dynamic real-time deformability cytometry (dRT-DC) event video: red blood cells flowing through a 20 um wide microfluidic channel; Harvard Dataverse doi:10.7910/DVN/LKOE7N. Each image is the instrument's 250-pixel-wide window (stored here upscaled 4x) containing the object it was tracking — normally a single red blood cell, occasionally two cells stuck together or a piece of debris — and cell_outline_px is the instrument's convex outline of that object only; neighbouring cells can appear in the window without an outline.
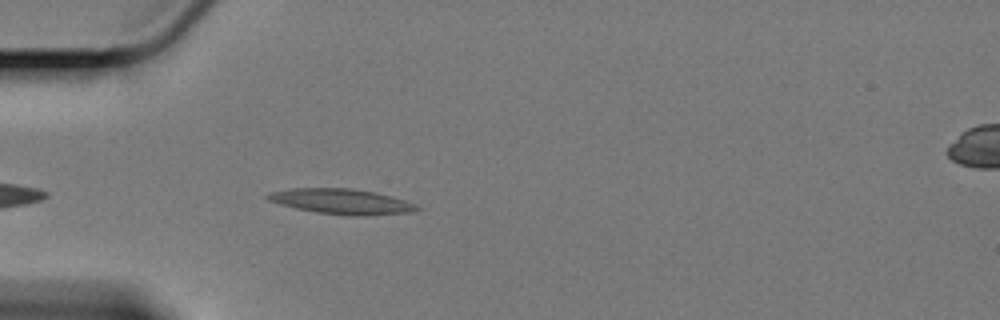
{"species": "Egyptian fruit bat (a non-hibernating species)", "species_latin": "Rousettus aegyptiacus", "temperature_condition": "cold", "stored_images_in_passage": 45, "camera_frame_rate_fps": 3000, "um_per_image_px": 0.085, "animal": {"sex": "female"}, "frame": {"image": 1, "passage_image": 5, "time_ms": 1.333, "image_size_px": [1000, 320], "cell_outline_px": [[420, 208], [412, 212], [352, 216], [316, 212], [296, 208], [280, 204], [268, 200], [264, 196], [268, 192], [292, 188], [352, 188], [376, 192], [404, 200], [416, 204]], "centroid_in_image_um": [28.99, 17.11], "position_along_channel_um": 56.0, "area_um2": 21.85}}
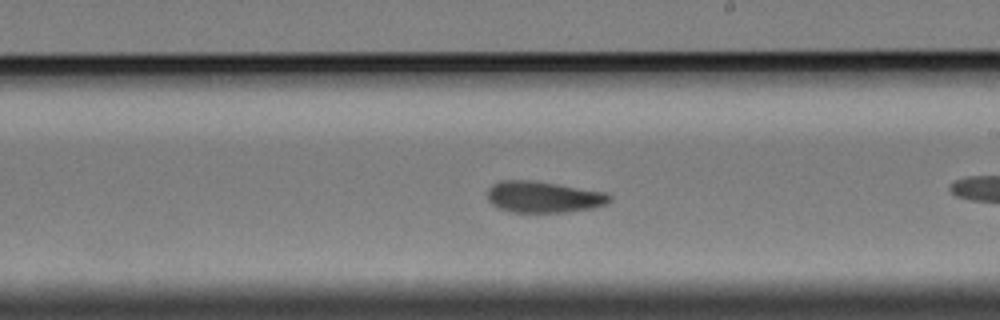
{"frame": {"image": 2, "passage_image": 19, "time_ms": 6.0, "image_size_px": [1000, 320], "cell_outline_px": [[612, 200], [608, 204], [592, 208], [568, 212], [512, 212], [500, 208], [492, 204], [488, 200], [488, 188], [492, 184], [500, 180], [532, 180], [604, 192], [612, 196]], "centroid_in_image_um": [46.2, 16.74], "position_along_channel_um": 242.8, "area_um2": 22.31}}
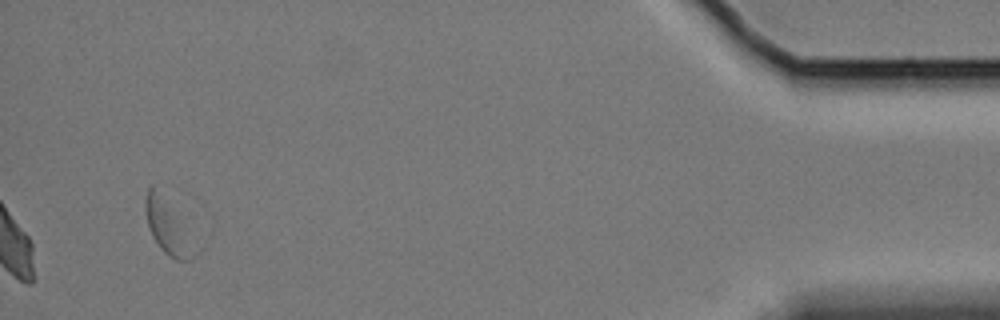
{"frame": {"image": 3, "passage_image": 45, "time_ms": 14.667, "image_size_px": [1000, 320], "cell_outline_px": [[200, 252], [192, 260], [176, 260], [168, 256], [160, 248], [152, 236], [148, 228], [144, 208], [144, 200], [148, 188], [152, 184]], "centroid_in_image_um": [14.23, 19.42], "position_along_channel_um": 421.0, "area_um2": 14.74}, "authors_computed_cell_mechanics": {"area_um2": 21.7328, "velocity_mm_per_s": 3.3232, "shape_relaxation_time_tau1_ms": 2.0499, "shape_relaxation_time_tau2_ms": 2.0752, "deformation_change_tau1": 0.1408, "deformation_change_tau2": 0.0945}}